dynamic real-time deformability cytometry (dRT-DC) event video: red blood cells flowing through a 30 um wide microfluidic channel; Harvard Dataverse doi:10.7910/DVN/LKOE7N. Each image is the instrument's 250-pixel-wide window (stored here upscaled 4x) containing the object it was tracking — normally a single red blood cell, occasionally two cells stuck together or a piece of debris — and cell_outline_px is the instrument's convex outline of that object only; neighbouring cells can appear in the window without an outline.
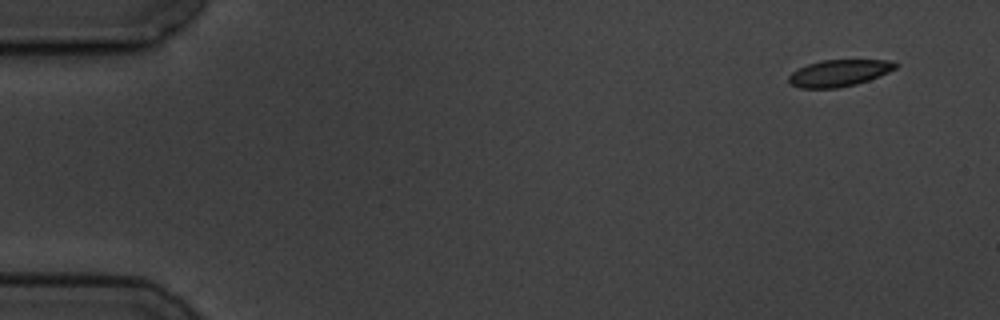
{"species": "common noctule bat (a hibernating species)", "species_latin": "Nyctalus noctula", "temperature_condition": "cold", "stored_images_in_passage": 6, "camera_frame_rate_fps": 3000, "um_per_image_px": 0.085, "animal": {"sex": "male", "body_mass_g": 19.5, "forearm_length_mm": 54.6}, "frame": {"image": 1, "passage_image": 1, "time_ms": 0.0, "image_size_px": [1000, 320], "cell_outline_px": [[900, 64], [896, 68], [880, 76], [856, 84], [840, 88], [800, 88], [792, 84], [788, 80], [788, 76], [792, 72], [808, 64], [820, 60], [888, 60]], "centroid_in_image_um": [71.33, 6.21], "position_along_channel_um": 13.7, "area_um2": 16.59}}
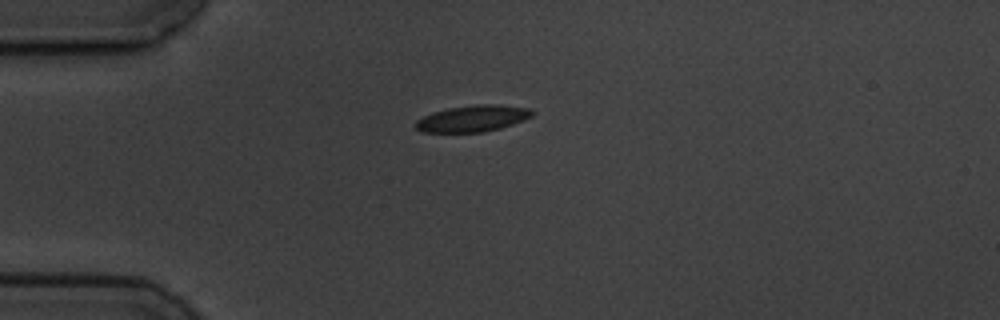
{"frame": {"image": 2, "passage_image": 4, "time_ms": 3.667, "image_size_px": [1000, 320], "cell_outline_px": [[536, 112], [532, 116], [512, 124], [500, 128], [484, 132], [424, 132], [416, 128], [416, 120], [432, 112], [448, 108], [476, 104], [496, 104], [532, 108]], "centroid_in_image_um": [40.21, 10.06], "position_along_channel_um": 44.8, "area_um2": 17.98}}
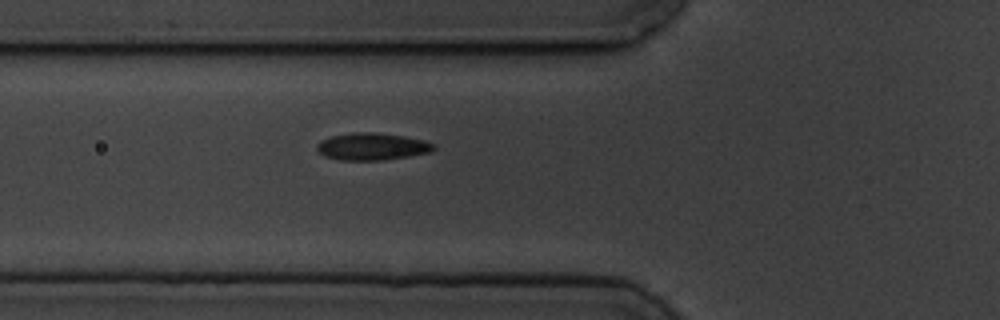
{"frame": {"image": 3, "passage_image": 6, "time_ms": 5.667, "image_size_px": [1000, 320], "cell_outline_px": [[436, 148], [432, 152], [384, 160], [340, 160], [324, 156], [316, 148], [316, 144], [320, 140], [332, 136], [352, 132], [376, 132], [404, 136], [424, 140], [436, 144]], "centroid_in_image_um": [31.64, 12.45], "position_along_channel_um": 94.2, "area_um2": 18.67}}